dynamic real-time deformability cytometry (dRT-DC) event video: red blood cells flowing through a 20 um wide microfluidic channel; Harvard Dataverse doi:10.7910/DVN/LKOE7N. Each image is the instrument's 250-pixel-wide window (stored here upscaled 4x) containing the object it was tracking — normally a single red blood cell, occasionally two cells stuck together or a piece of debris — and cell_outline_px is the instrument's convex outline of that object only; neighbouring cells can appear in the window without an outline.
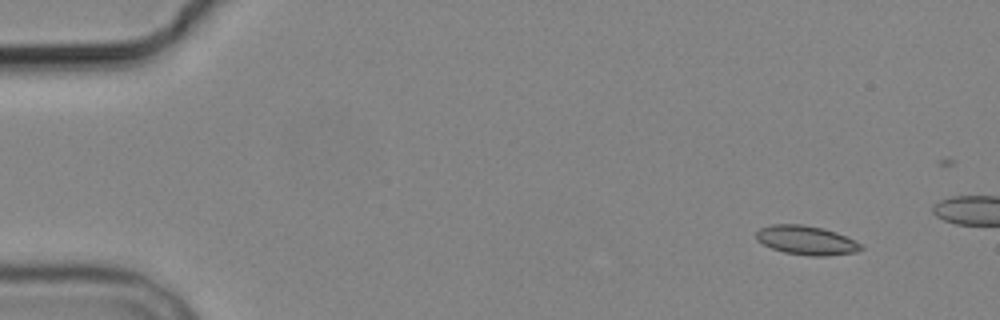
{"species": "common noctule bat (a hibernating species)", "species_latin": "Nyctalus noctula", "temperature_condition": "cold", "stored_images_in_passage": 5, "camera_frame_rate_fps": 3000, "um_per_image_px": 0.085, "animal": {"sex": "male", "body_mass_g": 19.2, "forearm_length_mm": 51.8}, "frame": {"image": 1, "passage_image": 1, "time_ms": 0.0, "image_size_px": [1000, 320], "cell_outline_px": [[864, 248], [856, 252], [828, 256], [808, 256], [784, 252], [772, 248], [756, 240], [756, 232], [760, 228], [772, 224], [800, 224], [824, 228], [836, 232], [856, 240]], "centroid_in_image_um": [68.55, 20.42], "position_along_channel_um": 16.4, "area_um2": 17.86}}